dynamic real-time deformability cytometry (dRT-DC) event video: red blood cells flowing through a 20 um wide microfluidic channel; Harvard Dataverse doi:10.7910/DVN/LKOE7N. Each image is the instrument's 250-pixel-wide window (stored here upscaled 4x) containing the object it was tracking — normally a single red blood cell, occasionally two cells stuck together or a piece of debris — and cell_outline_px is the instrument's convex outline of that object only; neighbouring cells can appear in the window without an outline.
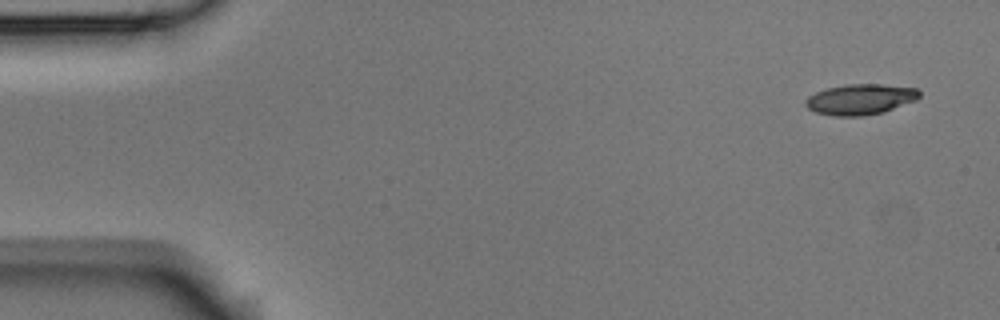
{"species": "Egyptian fruit bat (a non-hibernating species)", "species_latin": "Rousettus aegyptiacus", "temperature_condition": "room temperature", "stored_images_in_passage": 4, "camera_frame_rate_fps": 3000, "um_per_image_px": 0.085, "animal": {"sex": "male"}, "frame": {"image": 1, "passage_image": 1, "time_ms": 0.0, "image_size_px": [1000, 320], "cell_outline_px": [[920, 96], [916, 100], [884, 112], [860, 116], [832, 116], [816, 112], [808, 108], [804, 104], [804, 100], [808, 96], [816, 92], [828, 88], [844, 84], [884, 84], [920, 88]], "centroid_in_image_um": [73.14, 8.43], "position_along_channel_um": 11.9, "area_um2": 20.52}}